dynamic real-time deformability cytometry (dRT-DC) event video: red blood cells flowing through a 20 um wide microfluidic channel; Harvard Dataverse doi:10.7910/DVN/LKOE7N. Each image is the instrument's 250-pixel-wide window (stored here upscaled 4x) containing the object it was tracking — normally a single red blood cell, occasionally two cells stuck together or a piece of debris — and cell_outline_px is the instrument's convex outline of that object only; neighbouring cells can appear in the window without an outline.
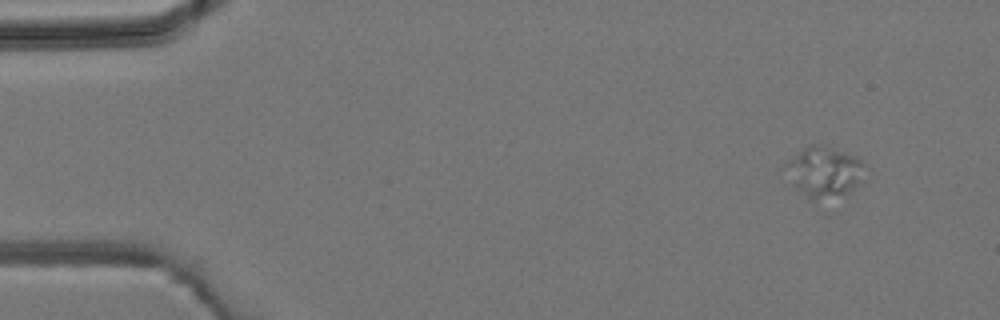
{"species": "common noctule bat (a hibernating species)", "species_latin": "Nyctalus noctula", "temperature_condition": "room temperature", "stored_images_in_passage": 4, "camera_frame_rate_fps": 3000, "um_per_image_px": 0.085, "animal": {"sex": "male", "body_mass_g": 19.2, "forearm_length_mm": 51.8}, "frame": {"image": 1, "passage_image": 1, "time_ms": 0.0, "image_size_px": [1000, 320], "cell_outline_px": [[864, 180], [852, 192], [812, 200], [796, 188], [792, 184], [784, 164], [788, 160], [804, 148], [812, 144], [816, 144], [860, 156], [864, 164]], "centroid_in_image_um": [70.12, 14.59], "position_along_channel_um": 14.9, "area_um2": 23.24}}
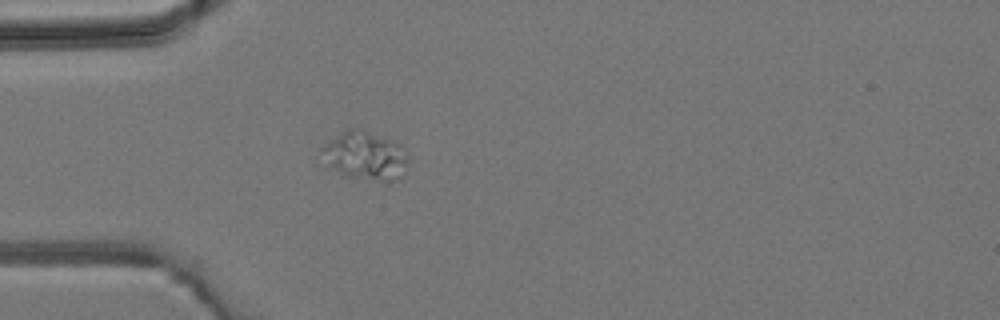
{"frame": {"image": 2, "passage_image": 4, "time_ms": 3.333, "image_size_px": [1000, 320], "cell_outline_px": [[404, 176], [396, 180], [392, 180], [348, 176], [328, 164], [320, 148], [348, 128], [360, 128], [392, 140], [400, 144], [404, 160]], "centroid_in_image_um": [31.03, 13.19], "position_along_channel_um": 54.0, "area_um2": 23.06}}